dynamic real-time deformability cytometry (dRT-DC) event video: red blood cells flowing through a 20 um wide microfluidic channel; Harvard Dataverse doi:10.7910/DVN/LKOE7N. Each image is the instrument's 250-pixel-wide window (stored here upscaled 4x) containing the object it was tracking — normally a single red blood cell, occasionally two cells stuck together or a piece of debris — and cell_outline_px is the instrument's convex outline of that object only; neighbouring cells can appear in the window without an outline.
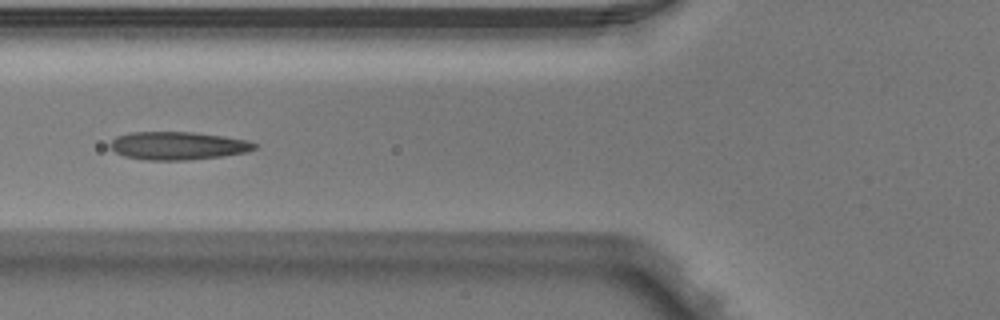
{"species": "Egyptian fruit bat (a non-hibernating species)", "species_latin": "Rousettus aegyptiacus", "temperature_condition": "warm", "stored_images_in_passage": 5, "camera_frame_rate_fps": 3000, "um_per_image_px": 0.085, "animal": {"sex": "male"}, "frame": {"image": 1, "passage_image": 5, "time_ms": 1.333, "image_size_px": [1000, 320], "cell_outline_px": [[256, 148], [244, 152], [220, 156], [184, 160], [148, 160], [124, 156], [116, 152], [108, 144], [116, 136], [128, 132], [192, 132], [224, 136], [248, 140], [256, 144]], "centroid_in_image_um": [15.08, 12.37], "position_along_channel_um": 110.7, "area_um2": 23.41}}